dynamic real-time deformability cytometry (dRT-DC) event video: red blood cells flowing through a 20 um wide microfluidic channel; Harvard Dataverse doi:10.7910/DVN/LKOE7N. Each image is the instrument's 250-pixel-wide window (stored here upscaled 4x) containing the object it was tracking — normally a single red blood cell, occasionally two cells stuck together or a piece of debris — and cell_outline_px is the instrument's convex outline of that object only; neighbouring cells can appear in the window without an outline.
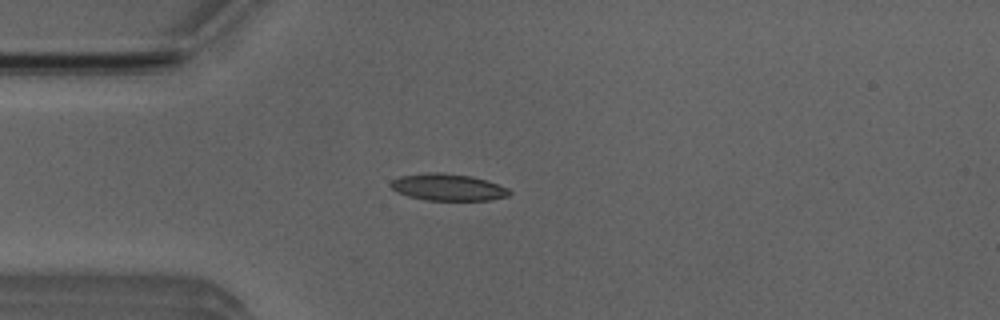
{"species": "Egyptian fruit bat (a non-hibernating species)", "species_latin": "Rousettus aegyptiacus", "temperature_condition": "room temperature", "stored_images_in_passage": 42, "camera_frame_rate_fps": 3000, "um_per_image_px": 0.085, "animal": {"sex": "male"}, "frame": {"image": 1, "passage_image": 3, "time_ms": 0.667, "image_size_px": [1000, 320], "cell_outline_px": [[512, 192], [508, 196], [492, 200], [424, 200], [408, 196], [396, 192], [388, 184], [392, 180], [400, 176], [428, 172], [440, 172], [472, 176], [488, 180], [508, 188]], "centroid_in_image_um": [38.08, 15.91], "position_along_channel_um": 46.9, "area_um2": 18.79}}
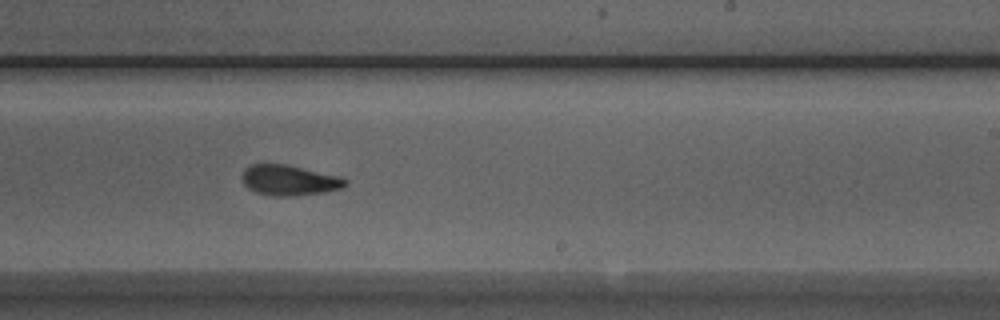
{"frame": {"image": 2, "passage_image": 21, "time_ms": 6.667, "image_size_px": [1000, 320], "cell_outline_px": [[348, 184], [340, 188], [324, 192], [292, 196], [272, 196], [256, 192], [248, 188], [244, 184], [240, 176], [244, 168], [252, 164], [284, 164], [340, 176], [348, 180]], "centroid_in_image_um": [24.55, 15.32], "position_along_channel_um": 264.4, "area_um2": 18.32}}
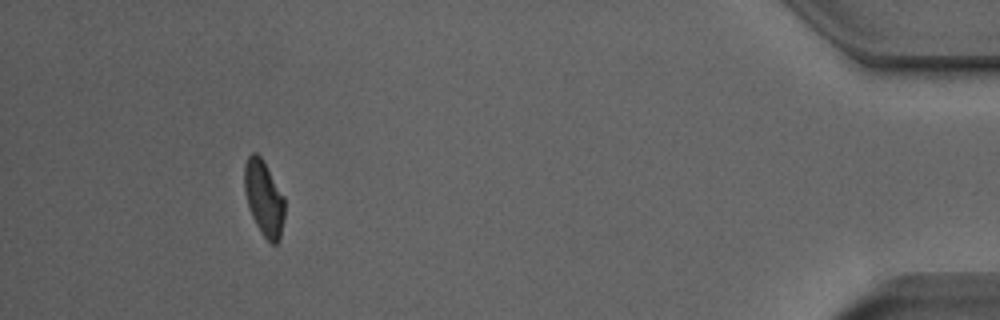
{"frame": {"image": 3, "passage_image": 38, "time_ms": 12.333, "image_size_px": [1000, 320], "cell_outline_px": [[284, 220], [280, 240], [276, 244], [272, 244], [260, 232], [252, 216], [244, 192], [244, 164], [248, 156], [252, 152], [256, 152], [264, 160], [284, 196]], "centroid_in_image_um": [22.43, 16.83], "position_along_channel_um": 412.8, "area_um2": 17.86}, "authors_computed_cell_mechanics": {"area_um2": 18.2648, "velocity_mm_per_s": 3.8353, "shape_relaxation_time_tau1_ms": 4.8617, "shape_relaxation_time_tau2_ms": 2.4736, "deformation_change_tau1": 0.1381, "deformation_change_tau2": 0.09}}